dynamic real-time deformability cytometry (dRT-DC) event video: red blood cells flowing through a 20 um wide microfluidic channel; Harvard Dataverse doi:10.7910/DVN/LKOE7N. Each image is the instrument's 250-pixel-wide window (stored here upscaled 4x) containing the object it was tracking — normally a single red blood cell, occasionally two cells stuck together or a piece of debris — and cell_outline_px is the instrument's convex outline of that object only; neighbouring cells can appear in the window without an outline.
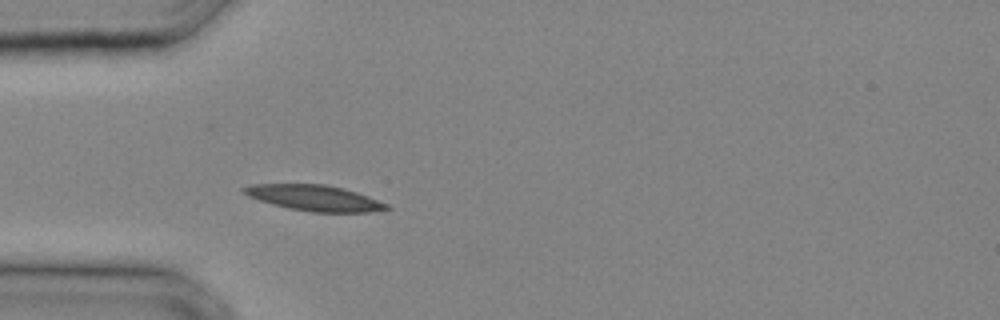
{"species": "common noctule bat (a hibernating species)", "species_latin": "Nyctalus noctula", "temperature_condition": "cold", "stored_images_in_passage": 28, "camera_frame_rate_fps": 3000, "um_per_image_px": 0.085, "animal": {"sex": "male", "body_mass_g": 20.4}, "frame": {"image": 1, "passage_image": 7, "time_ms": 2.0, "image_size_px": [1000, 320], "cell_outline_px": [[392, 208], [368, 212], [312, 212], [288, 208], [272, 204], [248, 196], [240, 192], [240, 188], [252, 184], [324, 184], [344, 188], [368, 196], [388, 204]], "centroid_in_image_um": [26.7, 16.82], "position_along_channel_um": 58.3, "area_um2": 21.44}}
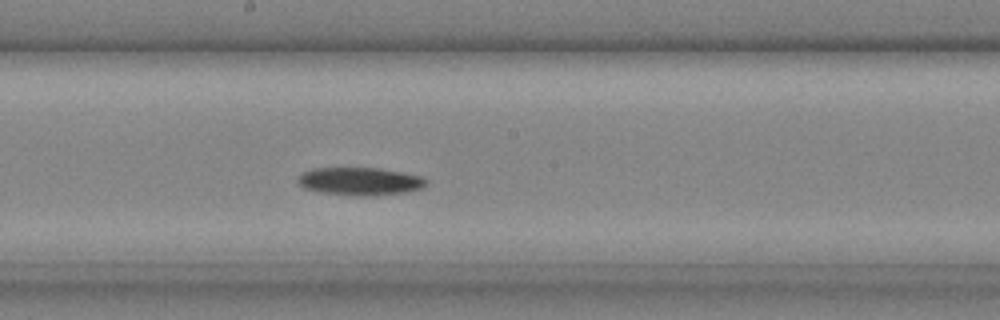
{"frame": {"image": 2, "passage_image": 15, "time_ms": 4.667, "image_size_px": [1000, 320], "cell_outline_px": [[428, 184], [420, 188], [408, 192], [320, 192], [304, 188], [300, 184], [300, 176], [304, 172], [312, 168], [380, 168], [420, 176], [428, 180]], "centroid_in_image_um": [30.62, 15.34], "position_along_channel_um": 217.6, "area_um2": 19.25}}
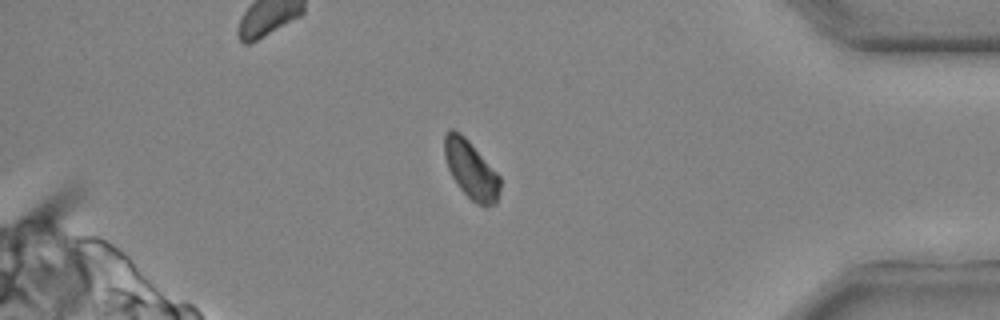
{"frame": {"image": 3, "passage_image": 25, "time_ms": 8.0, "image_size_px": [1000, 320], "cell_outline_px": [[500, 188], [496, 204], [484, 208], [476, 204], [460, 188], [452, 176], [448, 168], [444, 156], [444, 136], [448, 128], [452, 128], [460, 132], [468, 140], [500, 176]], "centroid_in_image_um": [40.03, 14.42], "position_along_channel_um": 395.2, "area_um2": 18.84}}